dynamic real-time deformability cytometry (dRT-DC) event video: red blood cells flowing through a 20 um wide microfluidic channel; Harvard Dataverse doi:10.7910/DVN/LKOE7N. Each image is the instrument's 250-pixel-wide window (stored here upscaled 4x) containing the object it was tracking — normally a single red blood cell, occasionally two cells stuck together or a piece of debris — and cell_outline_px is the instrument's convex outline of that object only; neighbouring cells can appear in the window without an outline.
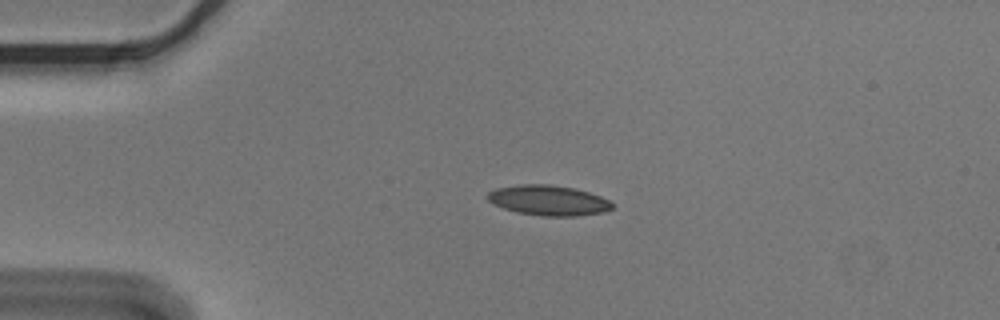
{"species": "Egyptian fruit bat (a non-hibernating species)", "species_latin": "Rousettus aegyptiacus", "temperature_condition": "cold", "stored_images_in_passage": 4, "camera_frame_rate_fps": 3000, "um_per_image_px": 0.085, "animal": {"sex": "male"}, "frame": {"image": 1, "passage_image": 3, "time_ms": 0.667, "image_size_px": [1000, 320], "cell_outline_px": [[616, 204], [612, 208], [604, 212], [576, 216], [544, 216], [516, 212], [504, 208], [488, 200], [488, 192], [496, 188], [520, 184], [548, 184], [576, 188], [600, 196]], "centroid_in_image_um": [46.65, 17.02], "position_along_channel_um": 38.3, "area_um2": 21.91}}